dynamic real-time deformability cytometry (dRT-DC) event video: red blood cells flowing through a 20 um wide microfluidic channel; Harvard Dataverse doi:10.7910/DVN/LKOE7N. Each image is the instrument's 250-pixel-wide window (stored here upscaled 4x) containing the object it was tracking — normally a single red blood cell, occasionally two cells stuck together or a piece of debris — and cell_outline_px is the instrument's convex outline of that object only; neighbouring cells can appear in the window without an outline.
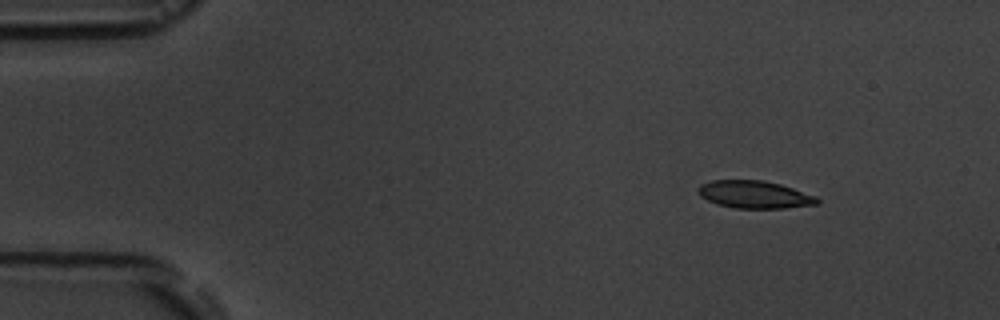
{"species": "common noctule bat (a hibernating species)", "species_latin": "Nyctalus noctula", "temperature_condition": "room temperature", "stored_images_in_passage": 16, "camera_frame_rate_fps": 3000, "um_per_image_px": 0.085, "animal": {"sex": "male", "body_mass_g": 19.5, "forearm_length_mm": 54.6}, "frame": {"image": 1, "passage_image": 2, "time_ms": 1.0, "image_size_px": [1000, 320], "cell_outline_px": [[820, 204], [784, 208], [736, 208], [716, 204], [700, 196], [696, 192], [696, 188], [700, 184], [712, 180], [764, 180], [780, 184], [816, 196], [820, 200]], "centroid_in_image_um": [64.11, 16.53], "position_along_channel_um": 20.9, "area_um2": 19.25}}
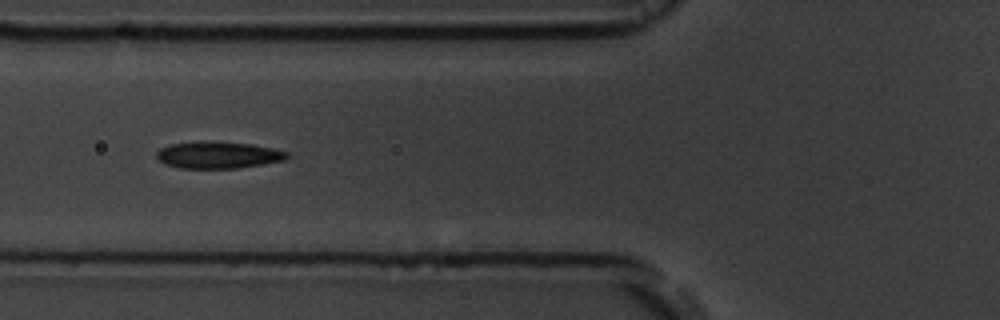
{"frame": {"image": 2, "passage_image": 6, "time_ms": 5.667, "image_size_px": [1000, 320], "cell_outline_px": [[288, 156], [284, 160], [264, 164], [236, 168], [180, 168], [164, 164], [156, 160], [156, 152], [160, 148], [168, 144], [252, 144], [272, 148], [288, 152]], "centroid_in_image_um": [18.52, 13.23], "position_along_channel_um": 107.3, "area_um2": 19.48}}
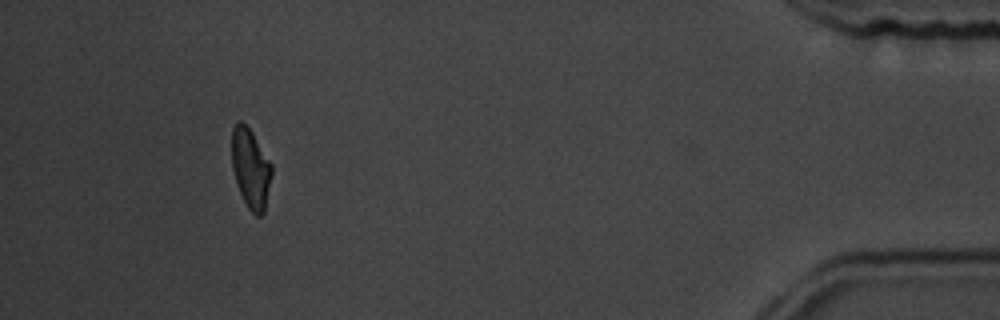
{"frame": {"image": 3, "passage_image": 15, "time_ms": 15.667, "image_size_px": [1000, 320], "cell_outline_px": [[272, 176], [264, 212], [260, 216], [256, 216], [248, 208], [240, 192], [232, 168], [232, 128], [236, 120], [240, 120], [252, 132], [272, 164]], "centroid_in_image_um": [21.31, 14.3], "position_along_channel_um": 413.9, "area_um2": 18.5}, "authors_computed_cell_mechanics": {"area_um2": 19.5075, "velocity_mm_per_s": 3.7167, "shape_relaxation_time_tau1_ms": 1.5766, "shape_relaxation_time_tau2_ms": 1.8643, "deformation_change_tau1": 0.1069, "deformation_change_tau2": 0.0793}}